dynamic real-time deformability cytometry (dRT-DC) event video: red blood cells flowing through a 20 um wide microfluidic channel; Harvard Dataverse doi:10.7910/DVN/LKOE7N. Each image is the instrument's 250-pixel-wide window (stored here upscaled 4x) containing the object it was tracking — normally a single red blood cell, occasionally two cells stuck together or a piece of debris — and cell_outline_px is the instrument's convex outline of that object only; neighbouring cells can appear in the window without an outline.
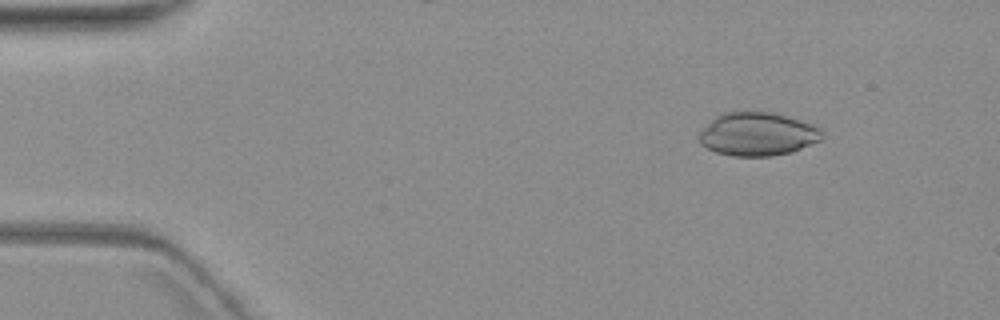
{"species": "common noctule bat (a hibernating species)", "species_latin": "Nyctalus noctula", "temperature_condition": "warm", "stored_images_in_passage": 6, "camera_frame_rate_fps": 3000, "um_per_image_px": 0.085, "animal": {"sex": "female", "body_mass_g": 19.3, "forearm_length_mm": 54.1}, "frame": {"image": 1, "passage_image": 2, "time_ms": 1.333, "image_size_px": [1000, 320], "cell_outline_px": [[824, 136], [820, 140], [792, 152], [772, 156], [732, 156], [716, 152], [700, 144], [700, 132], [716, 116], [732, 108], [748, 108], [772, 112], [812, 124], [820, 128], [824, 132]], "centroid_in_image_um": [64.38, 11.35], "position_along_channel_um": 20.6, "area_um2": 31.79}}